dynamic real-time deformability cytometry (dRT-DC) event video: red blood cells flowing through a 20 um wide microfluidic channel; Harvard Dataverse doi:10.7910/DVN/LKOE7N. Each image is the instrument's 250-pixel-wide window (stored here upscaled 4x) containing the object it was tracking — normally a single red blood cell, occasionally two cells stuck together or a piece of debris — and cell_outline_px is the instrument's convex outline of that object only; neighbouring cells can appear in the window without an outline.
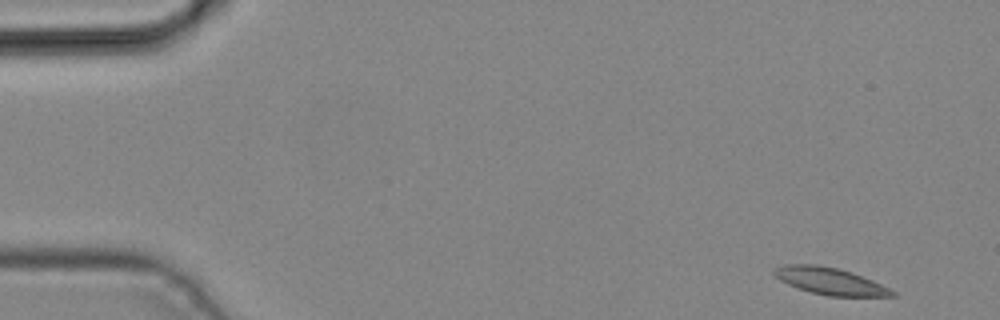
{"species": "common noctule bat (a hibernating species)", "species_latin": "Nyctalus noctula", "temperature_condition": "cold", "stored_images_in_passage": 5, "camera_frame_rate_fps": 3000, "um_per_image_px": 0.085, "animal": {"sex": "male", "body_mass_g": 19.2, "forearm_length_mm": 51.8}, "frame": {"image": 1, "passage_image": 1, "time_ms": 0.0, "image_size_px": [1000, 320], "cell_outline_px": [[896, 296], [828, 296], [812, 292], [788, 284], [780, 280], [772, 272], [772, 268], [784, 264], [816, 264], [836, 268], [852, 272], [872, 280], [896, 292]], "centroid_in_image_um": [70.52, 23.88], "position_along_channel_um": 14.5, "area_um2": 18.38}}
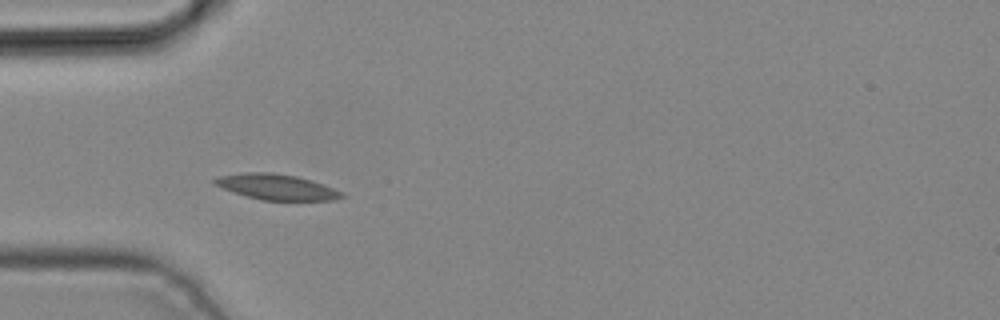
{"frame": {"image": 2, "passage_image": 4, "time_ms": 1.0, "image_size_px": [1000, 320], "cell_outline_px": [[344, 196], [336, 200], [264, 200], [248, 196], [212, 184], [212, 180], [216, 176], [244, 172], [272, 172], [296, 176], [312, 180], [344, 192]], "centroid_in_image_um": [23.51, 15.87], "position_along_channel_um": 61.5, "area_um2": 18.9}}
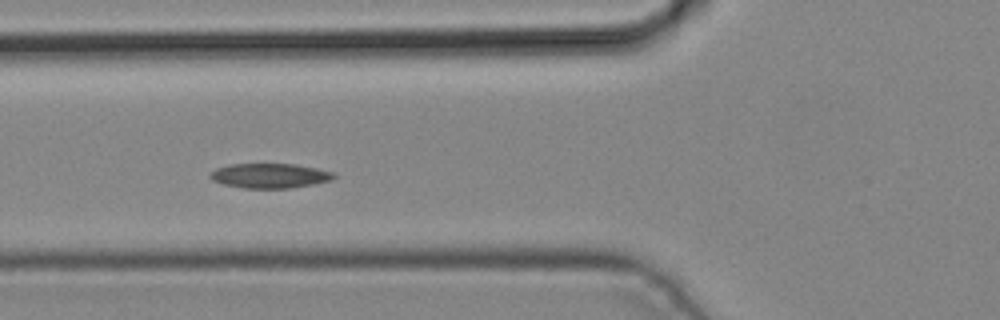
{"frame": {"image": 3, "passage_image": 5, "time_ms": 1.333, "image_size_px": [1000, 320], "cell_outline_px": [[336, 176], [332, 180], [312, 184], [288, 188], [244, 188], [224, 184], [212, 180], [208, 176], [216, 168], [228, 164], [296, 164], [316, 168], [332, 172]], "centroid_in_image_um": [22.91, 14.93], "position_along_channel_um": 102.9, "area_um2": 17.69}}